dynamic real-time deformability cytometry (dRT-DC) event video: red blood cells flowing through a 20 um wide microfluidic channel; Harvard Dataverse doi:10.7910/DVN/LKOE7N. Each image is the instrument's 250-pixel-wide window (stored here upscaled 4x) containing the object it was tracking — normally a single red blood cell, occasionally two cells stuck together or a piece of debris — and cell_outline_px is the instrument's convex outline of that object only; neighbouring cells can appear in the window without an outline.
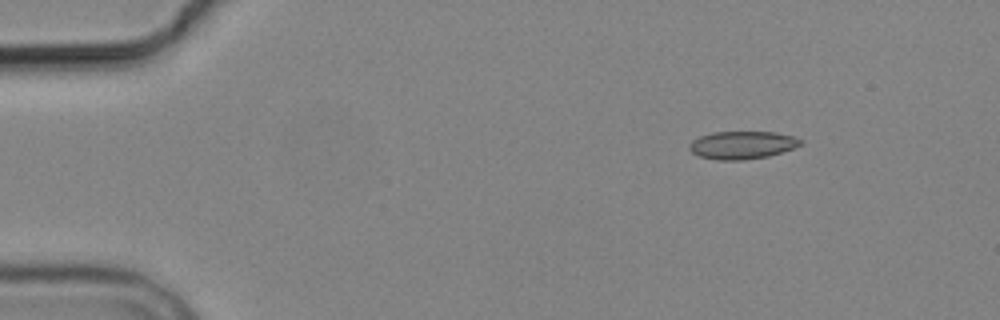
{"species": "common noctule bat (a hibernating species)", "species_latin": "Nyctalus noctula", "temperature_condition": "cold", "stored_images_in_passage": 7, "camera_frame_rate_fps": 3000, "um_per_image_px": 0.085, "animal": {"sex": "male", "body_mass_g": 19.2, "forearm_length_mm": 51.8}, "frame": {"image": 1, "passage_image": 2, "time_ms": 1.333, "image_size_px": [1000, 320], "cell_outline_px": [[804, 144], [768, 156], [744, 160], [716, 160], [700, 156], [692, 152], [688, 148], [688, 144], [692, 140], [700, 136], [712, 132], [776, 132], [792, 136], [804, 140]], "centroid_in_image_um": [63.08, 12.32], "position_along_channel_um": 21.9, "area_um2": 18.09}}
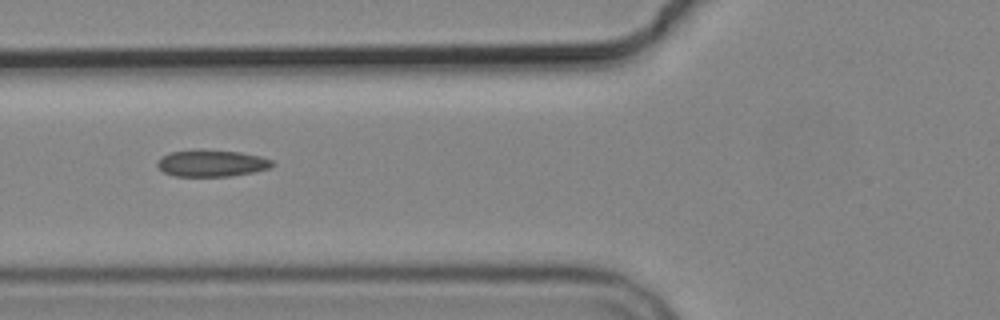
{"frame": {"image": 2, "passage_image": 6, "time_ms": 6.0, "image_size_px": [1000, 320], "cell_outline_px": [[276, 164], [268, 168], [252, 172], [232, 176], [176, 176], [164, 172], [156, 164], [160, 156], [172, 152], [196, 148], [200, 148], [240, 152], [260, 156], [272, 160]], "centroid_in_image_um": [17.97, 13.85], "position_along_channel_um": 107.8, "area_um2": 18.15}}
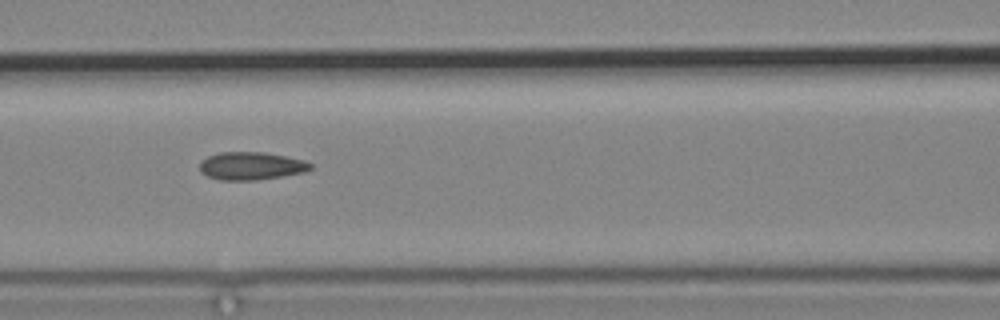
{"frame": {"image": 3, "passage_image": 7, "time_ms": 7.0, "image_size_px": [1000, 320], "cell_outline_px": [[312, 168], [304, 172], [256, 180], [220, 180], [208, 176], [200, 172], [200, 160], [208, 156], [220, 152], [264, 152], [304, 160], [312, 164]], "centroid_in_image_um": [21.32, 14.1], "position_along_channel_um": 145.3, "area_um2": 17.92}}